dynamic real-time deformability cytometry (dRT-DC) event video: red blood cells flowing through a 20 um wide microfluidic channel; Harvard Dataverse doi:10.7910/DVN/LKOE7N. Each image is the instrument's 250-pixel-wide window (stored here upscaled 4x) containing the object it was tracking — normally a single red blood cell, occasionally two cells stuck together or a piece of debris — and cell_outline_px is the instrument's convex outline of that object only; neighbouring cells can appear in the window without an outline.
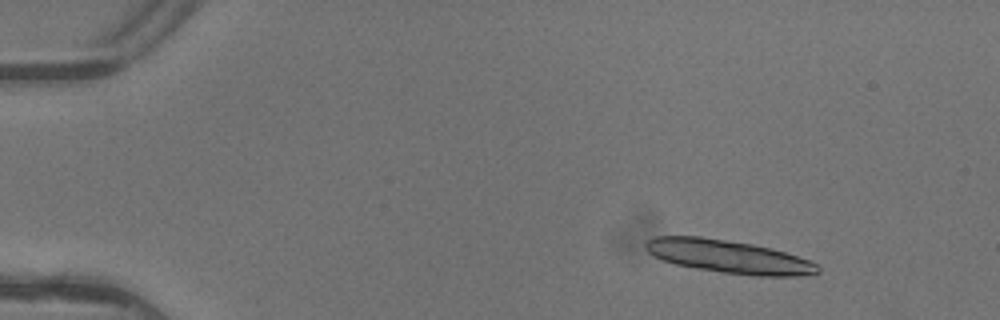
{"species": "common noctule bat (a hibernating species)", "species_latin": "Nyctalus noctula", "temperature_condition": "warm", "stored_images_in_passage": 4, "camera_frame_rate_fps": 3000, "um_per_image_px": 0.085, "animal": {"sex": "female"}, "frame": {"image": 1, "passage_image": 2, "time_ms": 0.333, "image_size_px": [1000, 320], "cell_outline_px": [[820, 272], [796, 276], [756, 276], [720, 272], [696, 268], [676, 264], [664, 260], [648, 252], [644, 244], [652, 236], [700, 236], [752, 244], [772, 248], [808, 260], [816, 264], [820, 268]], "centroid_in_image_um": [61.92, 21.81], "position_along_channel_um": 23.1, "area_um2": 32.95}}